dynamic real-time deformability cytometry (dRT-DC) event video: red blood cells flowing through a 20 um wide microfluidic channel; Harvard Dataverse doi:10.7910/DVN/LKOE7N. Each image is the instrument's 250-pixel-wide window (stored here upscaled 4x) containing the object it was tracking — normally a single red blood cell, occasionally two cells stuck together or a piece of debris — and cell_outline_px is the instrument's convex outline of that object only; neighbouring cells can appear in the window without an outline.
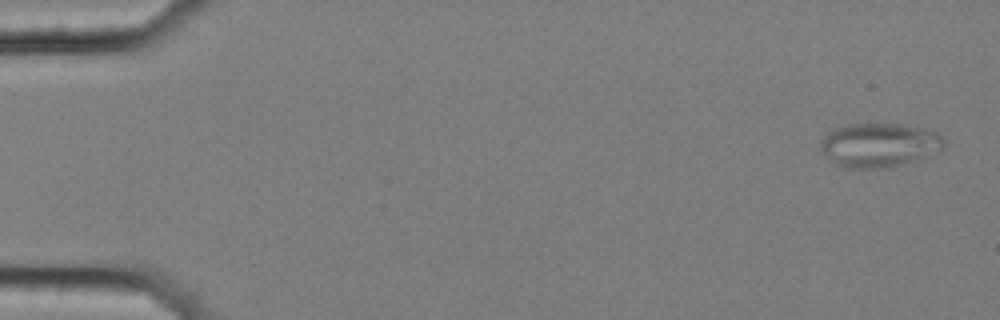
{"species": "common noctule bat (a hibernating species)", "species_latin": "Nyctalus noctula", "temperature_condition": "cold", "stored_images_in_passage": 5, "camera_frame_rate_fps": 3000, "um_per_image_px": 0.085, "animal": {"sex": "female", "body_mass_g": 25.1}, "frame": {"image": 1, "passage_image": 1, "time_ms": 0.0, "image_size_px": [1000, 320], "cell_outline_px": [[944, 144], [940, 148], [928, 156], [920, 160], [888, 168], [844, 168], [836, 164], [820, 148], [820, 140], [832, 128], [844, 124], [900, 124], [924, 128], [936, 132], [944, 140]], "centroid_in_image_um": [74.71, 12.33], "position_along_channel_um": 10.3, "area_um2": 31.79}}